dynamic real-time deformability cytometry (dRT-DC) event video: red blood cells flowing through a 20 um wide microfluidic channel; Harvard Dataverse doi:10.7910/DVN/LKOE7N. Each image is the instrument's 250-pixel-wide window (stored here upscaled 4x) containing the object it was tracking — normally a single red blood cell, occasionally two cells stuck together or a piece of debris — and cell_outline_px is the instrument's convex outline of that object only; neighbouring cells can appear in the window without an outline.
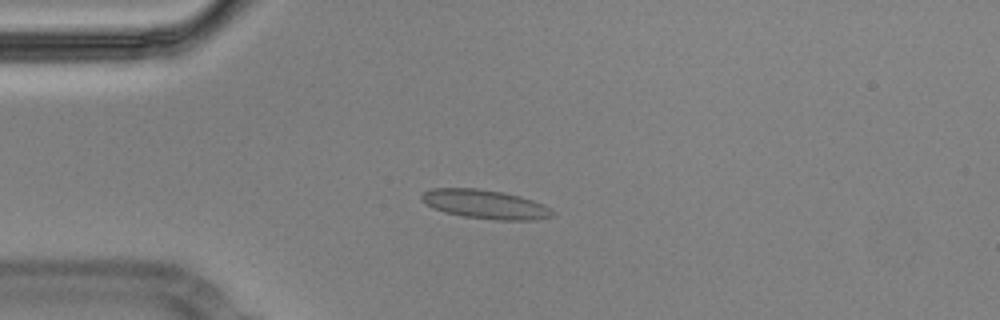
{"species": "Egyptian fruit bat (a non-hibernating species)", "species_latin": "Rousettus aegyptiacus", "temperature_condition": "cold", "stored_images_in_passage": 55, "camera_frame_rate_fps": 3000, "um_per_image_px": 0.085, "animal": {"sex": "male"}, "frame": {"image": 1, "passage_image": 13, "time_ms": 4.0, "image_size_px": [1000, 320], "cell_outline_px": [[556, 212], [552, 216], [536, 220], [496, 220], [464, 216], [444, 212], [424, 204], [420, 200], [420, 196], [424, 192], [432, 188], [476, 188], [504, 192], [520, 196], [544, 204], [552, 208]], "centroid_in_image_um": [41.26, 17.36], "position_along_channel_um": 43.7, "area_um2": 22.31}}
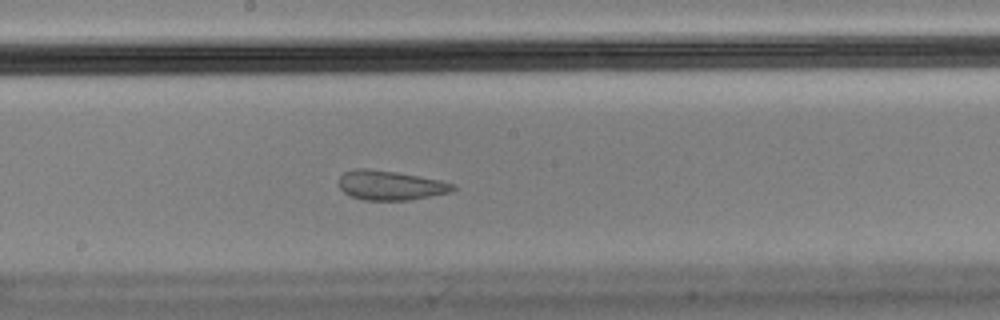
{"frame": {"image": 2, "passage_image": 29, "time_ms": 9.333, "image_size_px": [1000, 320], "cell_outline_px": [[456, 188], [452, 192], [408, 200], [364, 200], [352, 196], [344, 192], [340, 188], [340, 176], [344, 172], [356, 168], [364, 168], [396, 172], [440, 180], [456, 184]], "centroid_in_image_um": [33.21, 15.75], "position_along_channel_um": 215.0, "area_um2": 19.48}}
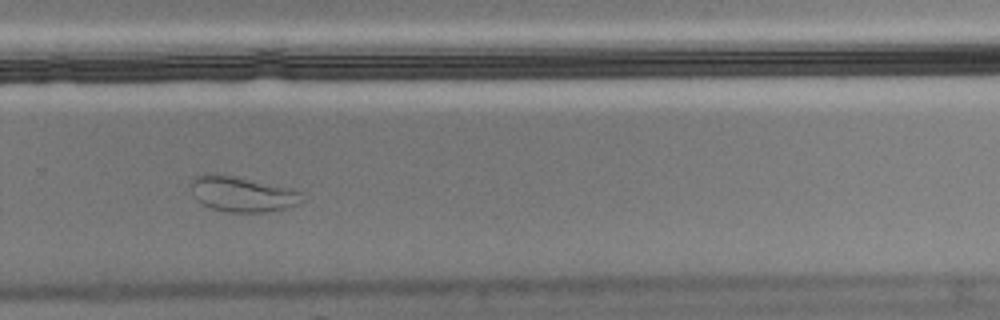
{"frame": {"image": 3, "passage_image": 37, "time_ms": 12.0, "image_size_px": [1000, 320], "cell_outline_px": [[304, 200], [296, 204], [284, 208], [264, 212], [224, 212], [200, 204], [196, 200], [192, 192], [192, 180], [196, 176], [204, 172], [208, 172], [236, 176], [292, 188], [300, 192]], "centroid_in_image_um": [20.55, 16.48], "position_along_channel_um": 309.3, "area_um2": 23.06}}